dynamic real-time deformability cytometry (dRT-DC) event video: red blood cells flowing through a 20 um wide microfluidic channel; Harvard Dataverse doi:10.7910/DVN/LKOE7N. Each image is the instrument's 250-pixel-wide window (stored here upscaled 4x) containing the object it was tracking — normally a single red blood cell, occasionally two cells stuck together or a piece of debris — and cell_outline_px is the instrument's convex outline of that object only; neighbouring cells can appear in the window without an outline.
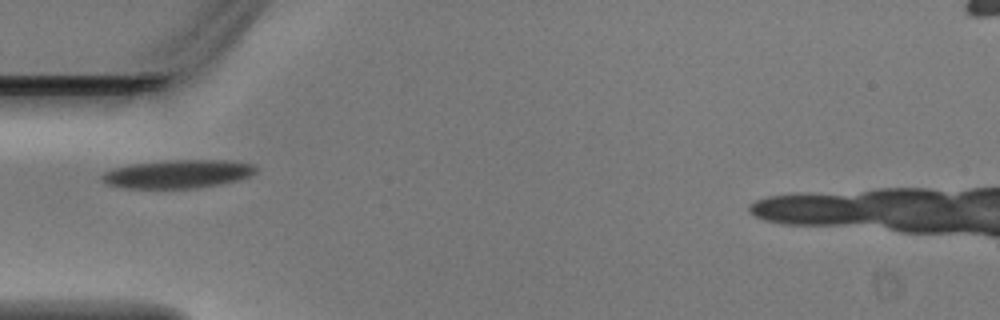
{"species": "Egyptian fruit bat (a non-hibernating species)", "species_latin": "Rousettus aegyptiacus", "temperature_condition": "warm", "stored_images_in_passage": 3, "camera_frame_rate_fps": 3000, "um_per_image_px": 0.085, "animal": {"sex": "male"}, "frame": {"image": 1, "passage_image": 2, "time_ms": 0.333, "image_size_px": [1000, 320], "cell_outline_px": [[256, 172], [248, 176], [236, 180], [220, 184], [196, 188], [124, 188], [108, 184], [100, 180], [100, 176], [104, 172], [112, 168], [128, 164], [168, 160], [228, 160], [252, 164], [256, 168]], "centroid_in_image_um": [15.05, 14.78], "position_along_channel_um": 70.0, "area_um2": 25.49}}